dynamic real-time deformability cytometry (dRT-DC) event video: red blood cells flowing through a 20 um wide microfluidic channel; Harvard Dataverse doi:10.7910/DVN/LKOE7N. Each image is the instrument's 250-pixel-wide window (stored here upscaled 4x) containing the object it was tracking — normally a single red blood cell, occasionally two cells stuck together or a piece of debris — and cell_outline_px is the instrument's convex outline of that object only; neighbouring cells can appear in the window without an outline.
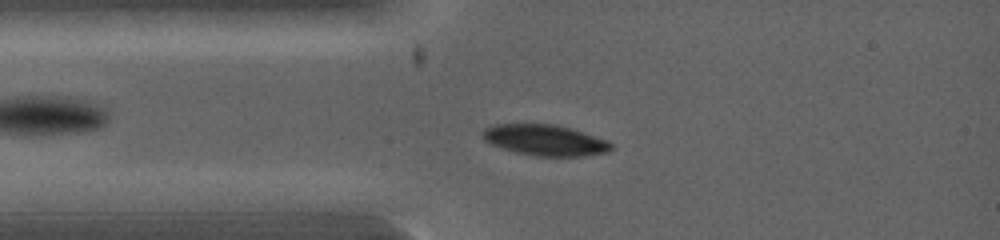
{"species": "common noctule bat (a hibernating species)", "species_latin": "Nyctalus noctula", "temperature_condition": "warm", "stored_images_in_passage": 2, "camera_frame_rate_fps": 5000, "um_per_image_px": 0.085, "animal": {"sex": "female", "body_mass_g": 19.0, "forearm_length_mm": 53.3}, "frame": {"image": 1, "passage_image": 1, "time_ms": 0.0, "image_size_px": [1000, 240], "cell_outline_px": [[612, 148], [608, 152], [580, 156], [536, 156], [516, 152], [492, 144], [484, 140], [480, 136], [480, 132], [484, 128], [496, 124], [556, 124], [572, 128], [608, 140], [612, 144]], "centroid_in_image_um": [46.32, 11.9], "position_along_channel_um": 38.7, "area_um2": 23.24}}